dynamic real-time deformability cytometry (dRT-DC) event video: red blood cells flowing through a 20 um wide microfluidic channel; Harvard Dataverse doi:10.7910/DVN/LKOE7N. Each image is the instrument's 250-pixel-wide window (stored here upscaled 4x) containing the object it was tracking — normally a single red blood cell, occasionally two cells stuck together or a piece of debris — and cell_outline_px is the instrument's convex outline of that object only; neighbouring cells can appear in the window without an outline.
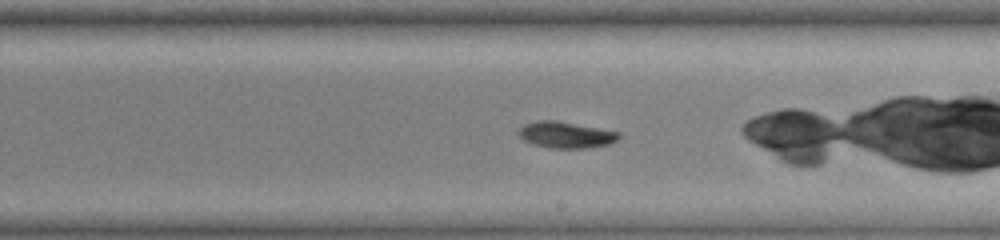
{"species": "common noctule bat (a hibernating species)", "species_latin": "Nyctalus noctula", "temperature_condition": "warm", "stored_images_in_passage": 38, "camera_frame_rate_fps": 3000, "um_per_image_px": 0.085, "animal": {"sex": "female", "body_mass_g": 19.0, "forearm_length_mm": 51.5}, "frame": {"image": 1, "passage_image": 18, "time_ms": 5.667, "image_size_px": [1000, 240], "cell_outline_px": [[620, 136], [612, 144], [592, 148], [548, 148], [532, 144], [524, 140], [516, 132], [524, 124], [536, 120], [556, 120], [620, 132]], "centroid_in_image_um": [48.09, 11.47], "position_along_channel_um": 240.9, "area_um2": 15.61}}
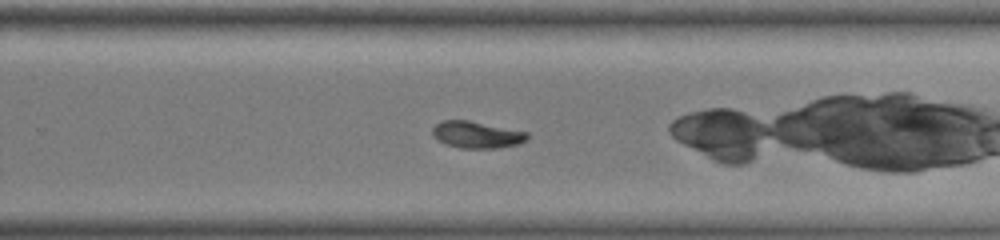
{"frame": {"image": 2, "passage_image": 22, "time_ms": 7.0, "image_size_px": [1000, 240], "cell_outline_px": [[528, 140], [520, 144], [500, 148], [460, 148], [444, 144], [436, 140], [432, 136], [432, 128], [436, 124], [444, 120], [468, 120], [528, 132]], "centroid_in_image_um": [40.51, 11.46], "position_along_channel_um": 289.3, "area_um2": 15.03}}
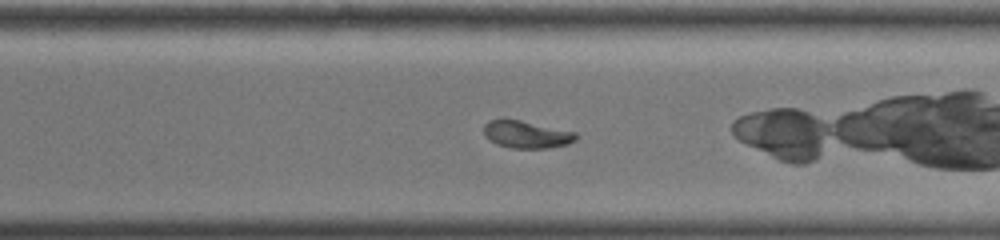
{"frame": {"image": 3, "passage_image": 25, "time_ms": 8.0, "image_size_px": [1000, 240], "cell_outline_px": [[576, 140], [568, 144], [548, 148], [512, 148], [496, 144], [488, 140], [484, 136], [484, 124], [492, 120], [520, 120], [576, 132]], "centroid_in_image_um": [44.74, 11.44], "position_along_channel_um": 325.9, "area_um2": 14.57}, "authors_computed_cell_mechanics": {"area_um2": 15.7794, "velocity_mm_per_s": 3.6282, "shape_relaxation_time_tau1_ms": null, "shape_relaxation_time_tau2_ms": 9.8098, "deformation_change_tau1": null, "deformation_change_tau2": 0.1149}}